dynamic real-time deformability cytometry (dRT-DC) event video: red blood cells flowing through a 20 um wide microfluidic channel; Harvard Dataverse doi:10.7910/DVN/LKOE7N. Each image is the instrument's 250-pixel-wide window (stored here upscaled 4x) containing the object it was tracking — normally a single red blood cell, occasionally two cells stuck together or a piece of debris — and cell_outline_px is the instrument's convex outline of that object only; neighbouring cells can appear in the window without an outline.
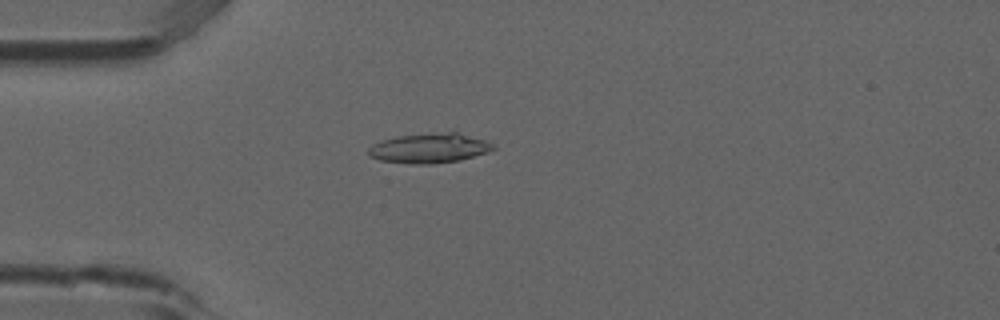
{"species": "common noctule bat (a hibernating species)", "species_latin": "Nyctalus noctula", "temperature_condition": "room temperature", "stored_images_in_passage": 52, "camera_frame_rate_fps": 3000, "um_per_image_px": 0.085, "animal": {"sex": "male", "forearm_length_mm": 52.5}, "frame": {"image": 1, "passage_image": 14, "time_ms": 4.333, "image_size_px": [1000, 320], "cell_outline_px": [[496, 148], [488, 152], [460, 160], [432, 164], [408, 164], [380, 160], [368, 156], [368, 148], [372, 144], [380, 140], [396, 136], [448, 132], [456, 132], [484, 140], [492, 144]], "centroid_in_image_um": [36.45, 12.6], "position_along_channel_um": 48.6, "area_um2": 21.62}}
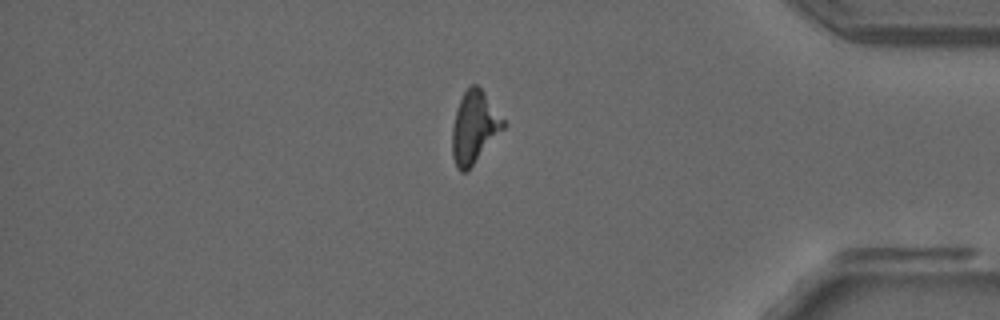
{"frame": {"image": 2, "passage_image": 44, "time_ms": 14.333, "image_size_px": [1000, 320], "cell_outline_px": [[504, 128], [468, 172], [460, 172], [456, 168], [452, 156], [452, 128], [456, 112], [460, 100], [464, 92], [472, 84], [476, 84], [484, 92], [504, 120]], "centroid_in_image_um": [40.3, 10.87], "position_along_channel_um": 394.9, "area_um2": 21.33}}
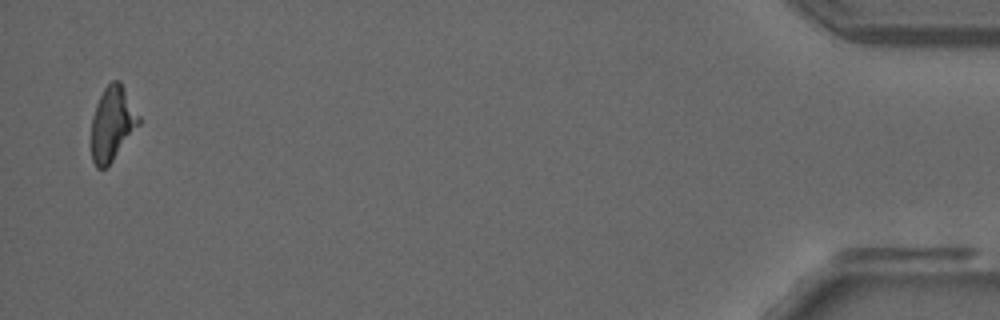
{"frame": {"image": 3, "passage_image": 51, "time_ms": 16.667, "image_size_px": [1000, 320], "cell_outline_px": [[140, 124], [108, 168], [96, 168], [92, 160], [92, 116], [96, 104], [104, 88], [112, 80], [120, 80], [140, 116]], "centroid_in_image_um": [9.56, 10.53], "position_along_channel_um": 425.6, "area_um2": 20.69}}